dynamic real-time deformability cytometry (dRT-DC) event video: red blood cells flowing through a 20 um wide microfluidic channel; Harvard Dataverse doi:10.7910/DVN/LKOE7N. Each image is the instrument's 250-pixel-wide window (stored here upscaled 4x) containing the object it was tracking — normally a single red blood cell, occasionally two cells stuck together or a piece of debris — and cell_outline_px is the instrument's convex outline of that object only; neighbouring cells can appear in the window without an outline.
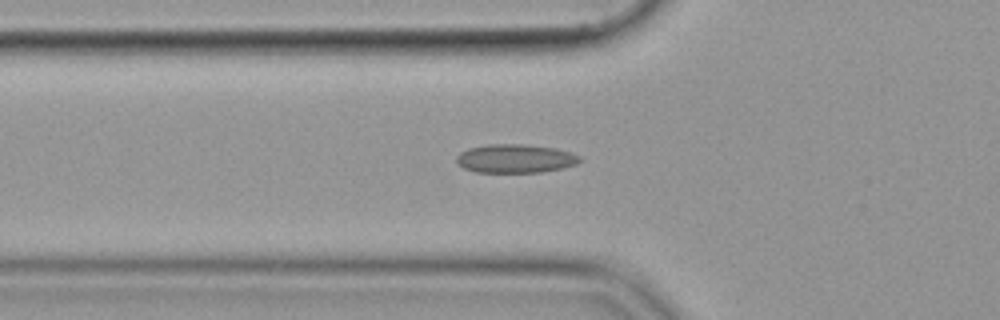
{"species": "common noctule bat (a hibernating species)", "species_latin": "Nyctalus noctula", "temperature_condition": "cold", "stored_images_in_passage": 37, "camera_frame_rate_fps": 3000, "um_per_image_px": 0.085, "animal": {"sex": "female", "body_mass_g": 19.9}, "frame": {"image": 1, "passage_image": 5, "time_ms": 1.333, "image_size_px": [1000, 320], "cell_outline_px": [[580, 160], [576, 164], [560, 168], [540, 172], [476, 172], [464, 168], [456, 164], [456, 156], [460, 152], [468, 148], [488, 144], [524, 144], [556, 148], [580, 156]], "centroid_in_image_um": [43.74, 13.47], "position_along_channel_um": 82.1, "area_um2": 20.52}}
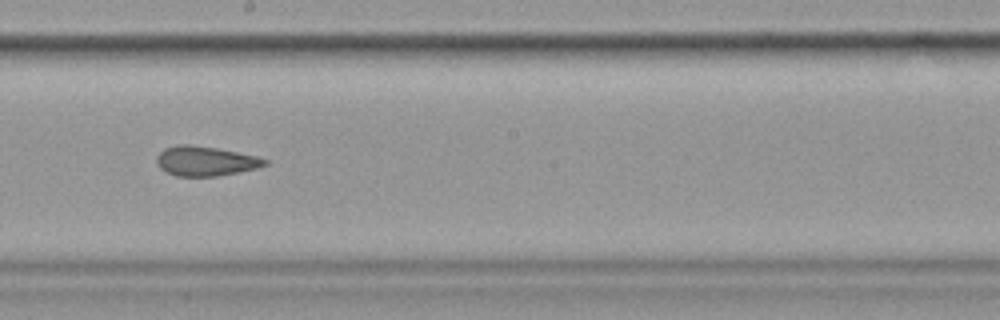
{"frame": {"image": 2, "passage_image": 17, "time_ms": 5.333, "image_size_px": [1000, 320], "cell_outline_px": [[268, 164], [256, 168], [216, 176], [176, 176], [160, 168], [156, 164], [156, 156], [164, 148], [176, 144], [188, 144], [216, 148], [256, 156], [268, 160]], "centroid_in_image_um": [17.42, 13.68], "position_along_channel_um": 230.8, "area_um2": 18.55}}
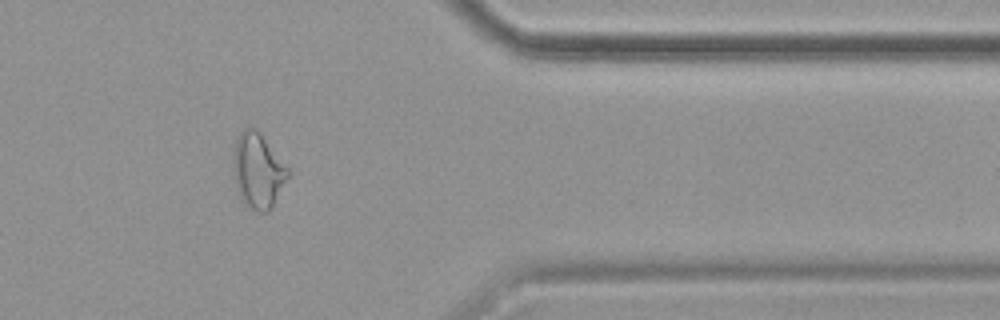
{"frame": {"image": 3, "passage_image": 31, "time_ms": 10.0, "image_size_px": [1000, 320], "cell_outline_px": [[292, 172], [268, 212], [260, 212], [244, 204], [240, 196], [236, 184], [236, 140], [240, 132], [244, 128], [256, 128], [260, 132]], "centroid_in_image_um": [21.99, 14.5], "position_along_channel_um": 389.4, "area_um2": 23.18}}